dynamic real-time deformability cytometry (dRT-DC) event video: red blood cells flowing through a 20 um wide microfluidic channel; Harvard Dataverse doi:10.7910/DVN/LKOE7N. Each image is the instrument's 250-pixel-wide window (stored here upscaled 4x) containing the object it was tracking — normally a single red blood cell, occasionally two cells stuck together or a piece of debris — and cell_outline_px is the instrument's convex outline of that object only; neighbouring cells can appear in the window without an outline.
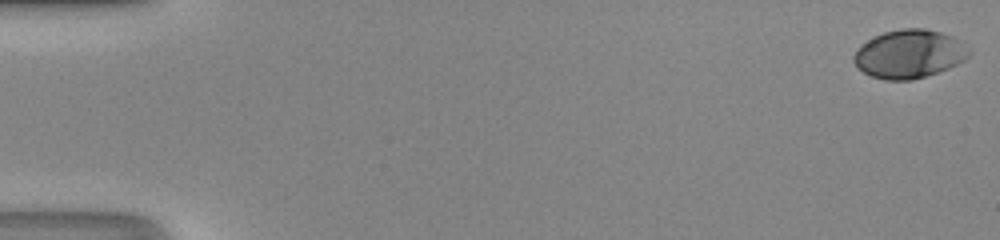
{"species": "human", "species_latin": "Homo sapiens", "temperature_condition": "room temperature", "stored_images_in_passage": 51, "camera_frame_rate_fps": 3000, "um_per_image_px": 0.085, "donor": {"sex": "male"}, "frame": {"image": 1, "passage_image": 1, "time_ms": 0.0, "image_size_px": [1000, 240], "cell_outline_px": [[972, 52], [964, 60], [948, 68], [912, 80], [884, 80], [872, 76], [856, 68], [852, 60], [852, 56], [856, 48], [860, 44], [884, 32], [900, 28], [924, 28], [940, 32], [952, 36]], "centroid_in_image_um": [77.22, 4.58], "position_along_channel_um": 7.8, "area_um2": 32.48}}
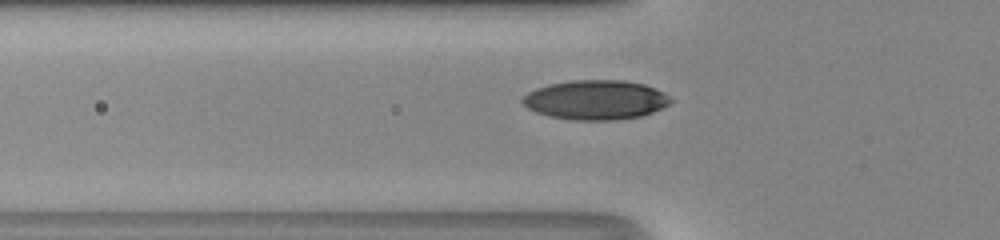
{"frame": {"image": 2, "passage_image": 19, "time_ms": 6.0, "image_size_px": [1000, 240], "cell_outline_px": [[672, 100], [668, 104], [652, 112], [640, 116], [616, 120], [572, 120], [548, 116], [536, 112], [528, 108], [520, 100], [528, 92], [536, 88], [548, 84], [572, 80], [620, 80], [644, 84], [664, 92]], "centroid_in_image_um": [50.6, 8.49], "position_along_channel_um": 75.2, "area_um2": 33.99}}
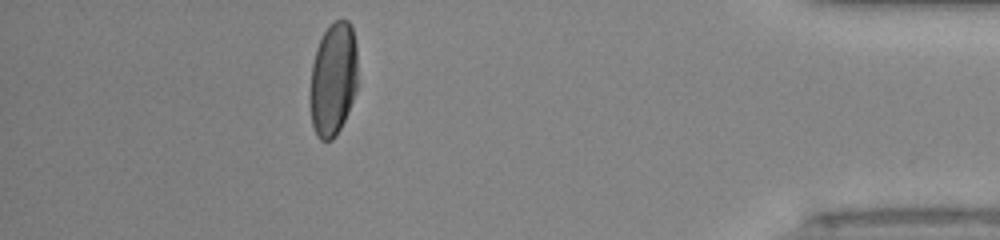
{"frame": {"image": 3, "passage_image": 46, "time_ms": 15.0, "image_size_px": [1000, 240], "cell_outline_px": [[356, 88], [348, 112], [336, 136], [332, 140], [320, 140], [316, 136], [312, 124], [312, 64], [316, 48], [324, 32], [336, 20], [348, 20], [352, 28], [356, 44]], "centroid_in_image_um": [28.34, 6.73], "position_along_channel_um": 406.9, "area_um2": 30.75}, "authors_computed_cell_mechanics": {"area_um2": 32.4836, "velocity_mm_per_s": 4.2072, "shape_relaxation_time_tau1_ms": 3.6344, "shape_relaxation_time_tau2_ms": 0.7915, "deformation_change_tau1": 0.1697, "deformation_change_tau2": 0.0439}}